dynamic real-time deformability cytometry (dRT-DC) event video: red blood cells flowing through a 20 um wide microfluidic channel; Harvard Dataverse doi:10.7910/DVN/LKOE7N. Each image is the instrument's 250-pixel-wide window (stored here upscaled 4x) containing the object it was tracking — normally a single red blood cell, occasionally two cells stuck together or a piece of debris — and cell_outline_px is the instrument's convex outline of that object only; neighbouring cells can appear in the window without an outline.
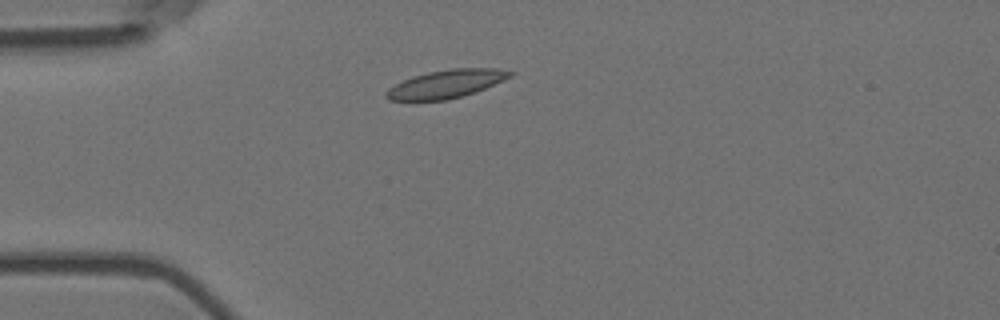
{"species": "Egyptian fruit bat (a non-hibernating species)", "species_latin": "Rousettus aegyptiacus", "temperature_condition": "room temperature", "stored_images_in_passage": 13, "camera_frame_rate_fps": 3000, "um_per_image_px": 0.085, "animal": {"sex": "female"}, "frame": {"image": 1, "passage_image": 2, "time_ms": 0.333, "image_size_px": [1000, 320], "cell_outline_px": [[516, 72], [512, 76], [504, 80], [484, 88], [448, 100], [388, 100], [384, 96], [384, 92], [388, 88], [412, 76], [428, 72], [448, 68], [496, 68]], "centroid_in_image_um": [37.91, 7.12], "position_along_channel_um": 47.1, "area_um2": 20.23}}
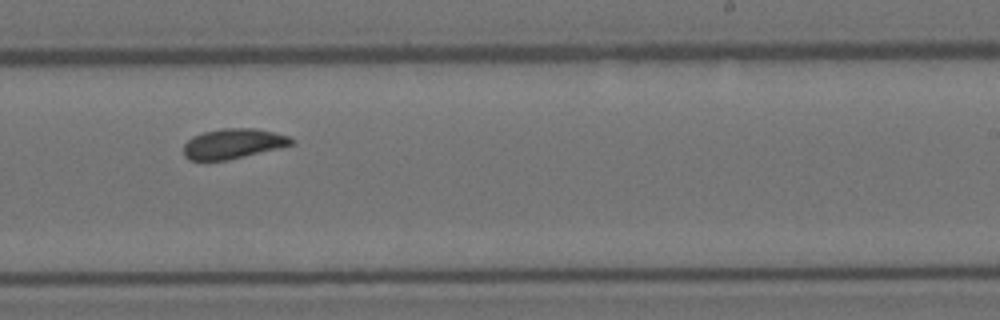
{"frame": {"image": 2, "passage_image": 8, "time_ms": 2.333, "image_size_px": [1000, 320], "cell_outline_px": [[296, 140], [292, 144], [280, 148], [228, 160], [188, 160], [184, 156], [184, 144], [192, 136], [204, 132], [224, 128], [252, 128], [272, 132], [288, 136]], "centroid_in_image_um": [19.81, 12.22], "position_along_channel_um": 269.2, "area_um2": 18.79}}
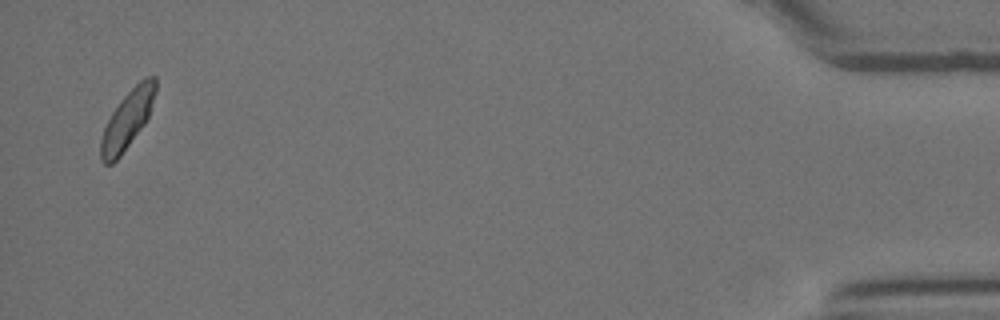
{"frame": {"image": 3, "passage_image": 13, "time_ms": 4.0, "image_size_px": [1000, 320], "cell_outline_px": [[156, 92], [148, 116], [144, 124], [120, 156], [112, 164], [104, 164], [100, 160], [100, 140], [104, 128], [112, 112], [120, 100], [140, 80], [148, 76], [156, 76]], "centroid_in_image_um": [10.81, 10.18], "position_along_channel_um": 424.4, "area_um2": 18.32}}